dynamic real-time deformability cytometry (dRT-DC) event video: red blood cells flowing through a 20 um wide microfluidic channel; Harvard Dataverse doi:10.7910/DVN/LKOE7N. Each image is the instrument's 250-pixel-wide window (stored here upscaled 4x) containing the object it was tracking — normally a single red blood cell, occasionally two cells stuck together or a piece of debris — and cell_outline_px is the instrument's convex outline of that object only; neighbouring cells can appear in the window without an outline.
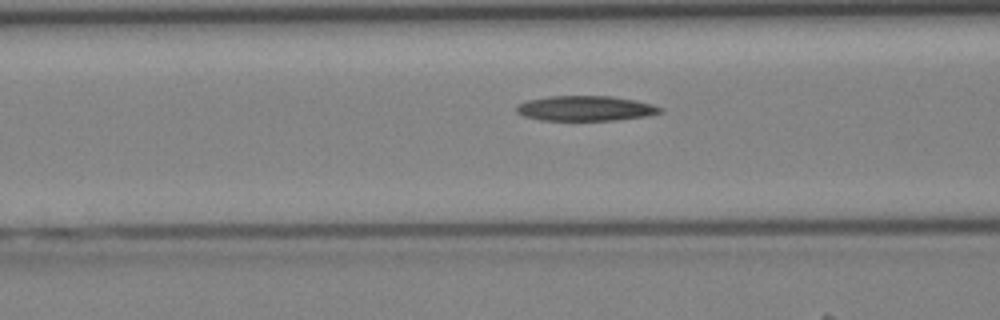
{"species": "Egyptian fruit bat (a non-hibernating species)", "species_latin": "Rousettus aegyptiacus", "temperature_condition": "cold", "stored_images_in_passage": 42, "camera_frame_rate_fps": 3000, "um_per_image_px": 0.085, "animal": {"sex": "female"}, "frame": {"image": 1, "passage_image": 17, "time_ms": 5.333, "image_size_px": [1000, 320], "cell_outline_px": [[664, 112], [648, 116], [616, 120], [540, 120], [524, 116], [516, 112], [516, 104], [528, 100], [548, 96], [612, 96], [636, 100], [652, 104], [664, 108]], "centroid_in_image_um": [49.79, 9.21], "position_along_channel_um": 116.8, "area_um2": 21.21}}
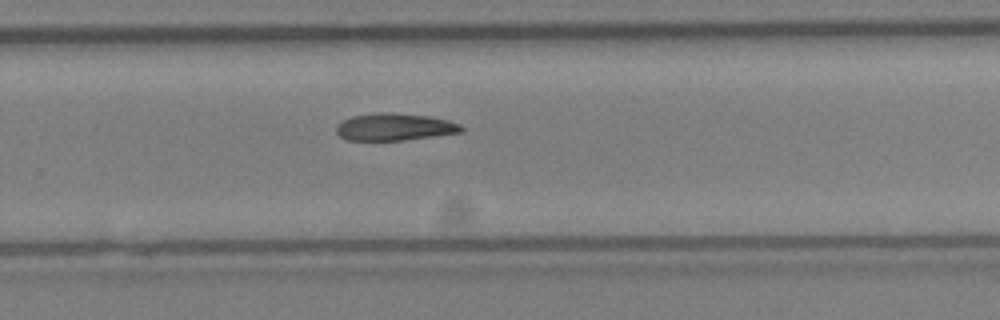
{"frame": {"image": 2, "passage_image": 28, "time_ms": 9.0, "image_size_px": [1000, 320], "cell_outline_px": [[464, 132], [404, 140], [344, 140], [336, 132], [336, 124], [352, 116], [372, 112], [392, 112], [428, 116], [448, 120], [460, 124], [464, 128]], "centroid_in_image_um": [33.53, 10.78], "position_along_channel_um": 296.3, "area_um2": 20.06}}
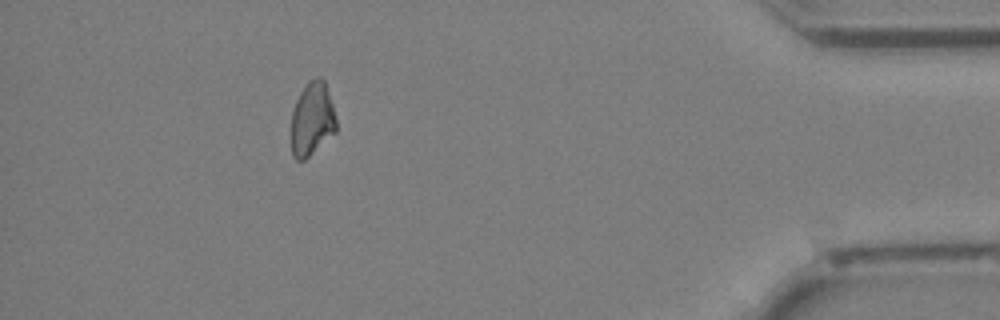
{"frame": {"image": 3, "passage_image": 38, "time_ms": 12.333, "image_size_px": [1000, 320], "cell_outline_px": [[336, 132], [304, 160], [296, 160], [292, 156], [292, 112], [296, 100], [300, 92], [308, 80], [316, 76], [320, 76], [324, 80], [332, 104], [336, 120]], "centroid_in_image_um": [26.52, 10.1], "position_along_channel_um": 408.7, "area_um2": 19.25}}